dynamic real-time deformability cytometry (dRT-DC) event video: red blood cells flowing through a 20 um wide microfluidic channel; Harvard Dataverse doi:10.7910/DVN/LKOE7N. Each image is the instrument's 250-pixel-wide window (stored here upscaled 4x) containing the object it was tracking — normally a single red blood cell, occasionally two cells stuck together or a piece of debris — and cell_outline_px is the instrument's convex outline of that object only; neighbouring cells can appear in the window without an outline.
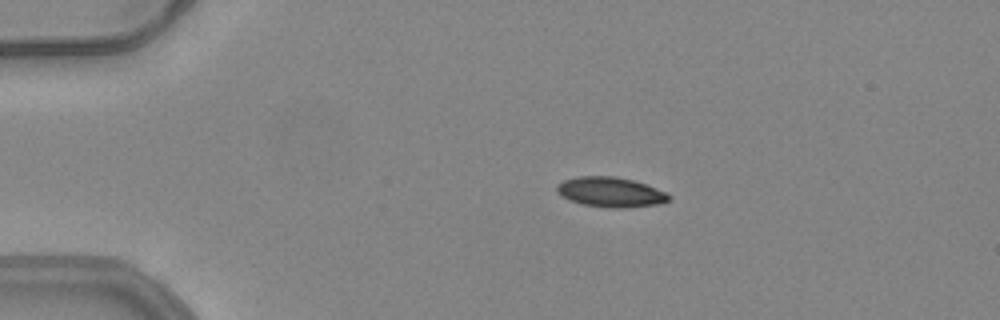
{"species": "common noctule bat (a hibernating species)", "species_latin": "Nyctalus noctula", "temperature_condition": "warm", "stored_images_in_passage": 37, "camera_frame_rate_fps": 3000, "um_per_image_px": 0.085, "animal": {"sex": "female", "body_mass_g": 24.6, "forearm_length_mm": 56.2}, "frame": {"image": 1, "passage_image": 2, "time_ms": 0.333, "image_size_px": [1000, 320], "cell_outline_px": [[672, 196], [668, 200], [660, 204], [628, 208], [608, 208], [580, 204], [568, 200], [560, 196], [556, 192], [556, 184], [564, 180], [576, 176], [612, 176], [632, 180], [668, 192]], "centroid_in_image_um": [51.87, 16.34], "position_along_channel_um": 33.1, "area_um2": 19.88}}
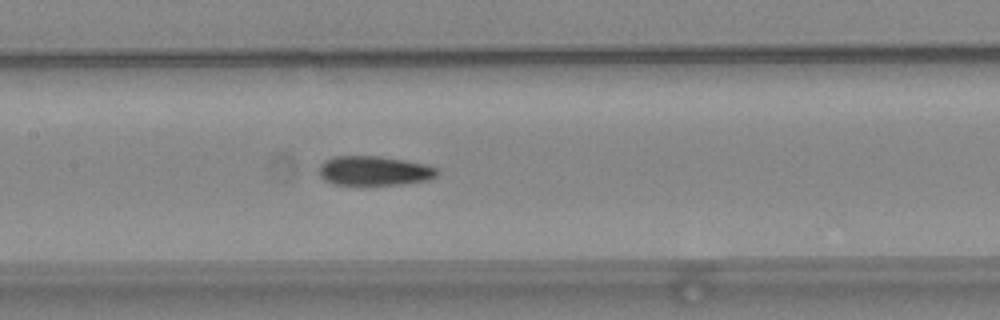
{"frame": {"image": 2, "passage_image": 17, "time_ms": 5.333, "image_size_px": [1000, 320], "cell_outline_px": [[440, 172], [436, 176], [428, 180], [400, 184], [332, 184], [324, 180], [320, 176], [320, 164], [324, 160], [332, 156], [380, 156], [404, 160], [424, 164], [436, 168]], "centroid_in_image_um": [31.79, 14.5], "position_along_channel_um": 175.6, "area_um2": 20.17}}
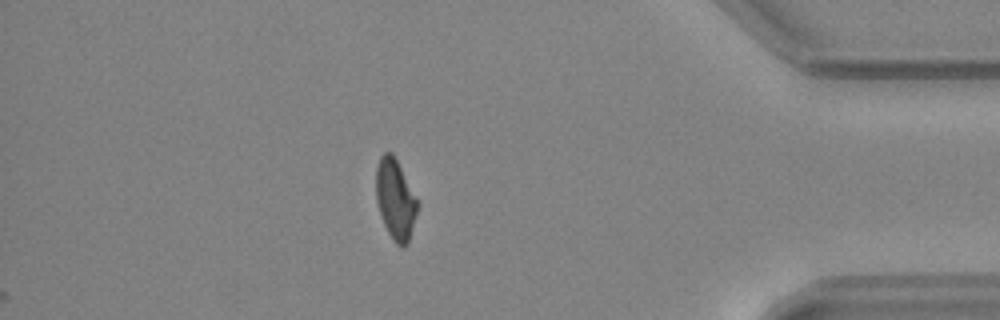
{"frame": {"image": 3, "passage_image": 37, "time_ms": 12.0, "image_size_px": [1000, 320], "cell_outline_px": [[416, 212], [408, 244], [404, 248], [400, 248], [392, 240], [380, 216], [376, 200], [376, 168], [380, 156], [384, 152], [392, 152], [416, 200]], "centroid_in_image_um": [33.55, 16.99], "position_along_channel_um": 401.6, "area_um2": 18.9}, "authors_computed_cell_mechanics": {"area_um2": 20.23, "velocity_mm_per_s": 3.9553, "shape_relaxation_time_tau1_ms": null, "shape_relaxation_time_tau2_ms": 3.1015, "deformation_change_tau1": null, "deformation_change_tau2": 0.0936}}